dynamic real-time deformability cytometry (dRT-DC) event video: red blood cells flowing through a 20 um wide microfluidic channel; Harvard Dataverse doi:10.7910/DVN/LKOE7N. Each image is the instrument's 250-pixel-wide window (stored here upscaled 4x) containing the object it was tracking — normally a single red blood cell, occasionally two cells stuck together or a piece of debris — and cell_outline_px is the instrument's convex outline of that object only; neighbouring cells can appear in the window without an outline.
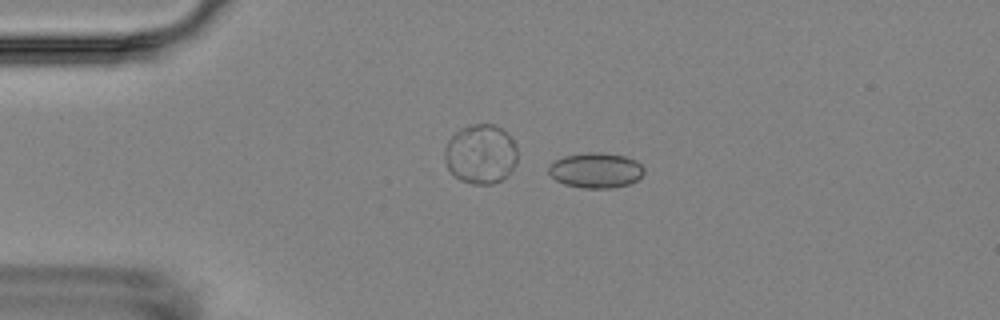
{"species": "Egyptian fruit bat (a non-hibernating species)", "species_latin": "Rousettus aegyptiacus", "temperature_condition": "room temperature", "stored_images_in_passage": 3, "camera_frame_rate_fps": 3000, "um_per_image_px": 0.085, "animal": {"sex": "female"}, "frame": {"image": 1, "passage_image": 1, "time_ms": 0.0, "image_size_px": [1000, 320], "cell_outline_px": [[644, 172], [636, 180], [628, 184], [612, 188], [584, 188], [564, 184], [556, 180], [548, 172], [548, 168], [556, 160], [564, 156], [588, 152], [600, 152], [624, 156], [636, 160], [644, 168]], "centroid_in_image_um": [50.65, 14.47], "position_along_channel_um": 34.4, "area_um2": 19.42}}